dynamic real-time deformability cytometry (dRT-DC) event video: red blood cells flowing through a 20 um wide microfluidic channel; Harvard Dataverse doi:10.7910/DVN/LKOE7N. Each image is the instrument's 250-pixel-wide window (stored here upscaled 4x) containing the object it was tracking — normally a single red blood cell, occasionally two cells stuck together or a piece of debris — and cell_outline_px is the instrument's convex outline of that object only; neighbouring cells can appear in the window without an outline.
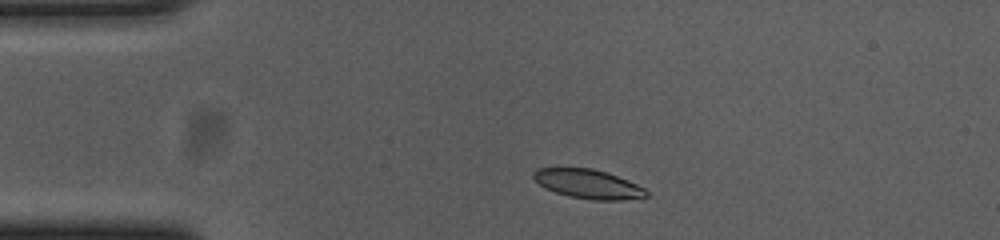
{"species": "common noctule bat (a hibernating species)", "species_latin": "Nyctalus noctula", "temperature_condition": "cold", "stored_images_in_passage": 48, "camera_frame_rate_fps": 3000, "um_per_image_px": 0.085, "animal": {"sex": "female", "body_mass_g": 23.0, "forearm_length_mm": 53.4}, "frame": {"image": 1, "passage_image": 4, "time_ms": 1.0, "image_size_px": [1000, 240], "cell_outline_px": [[648, 196], [620, 200], [596, 200], [572, 196], [556, 192], [540, 184], [532, 176], [532, 172], [540, 168], [592, 168], [608, 172], [628, 180], [644, 188], [648, 192]], "centroid_in_image_um": [50.02, 15.62], "position_along_channel_um": 35.0, "area_um2": 18.84}}
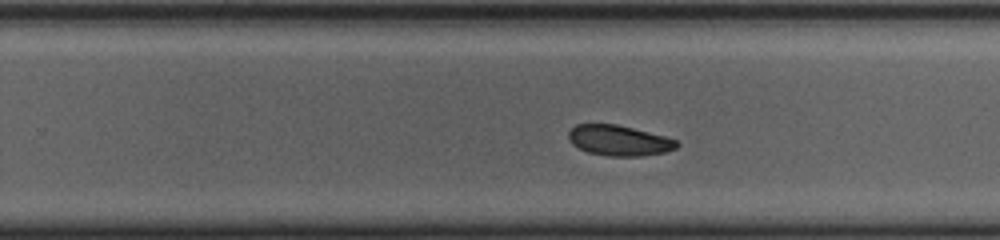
{"frame": {"image": 2, "passage_image": 27, "time_ms": 8.667, "image_size_px": [1000, 240], "cell_outline_px": [[680, 144], [676, 148], [664, 152], [640, 156], [608, 156], [588, 152], [572, 144], [568, 140], [568, 132], [576, 124], [616, 124], [664, 136], [676, 140]], "centroid_in_image_um": [52.59, 11.94], "position_along_channel_um": 277.2, "area_um2": 19.07}}
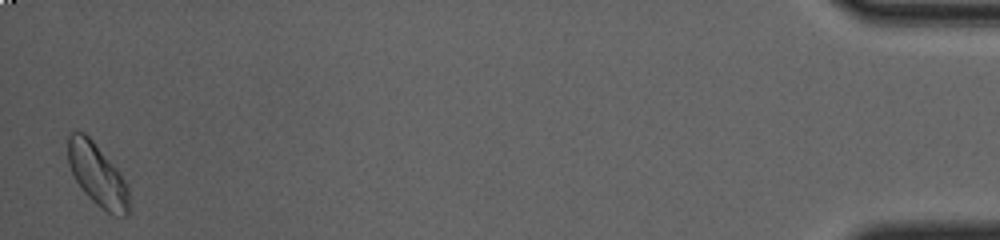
{"frame": {"image": 3, "passage_image": 47, "time_ms": 15.333, "image_size_px": [1000, 240], "cell_outline_px": [[128, 216], [116, 216], [108, 212], [92, 200], [84, 192], [76, 180], [68, 164], [68, 136], [72, 132], [84, 132], [92, 140], [120, 172], [128, 184]], "centroid_in_image_um": [8.29, 14.86], "position_along_channel_um": 426.9, "area_um2": 21.91}, "authors_computed_cell_mechanics": {"area_um2": 20.0566, "velocity_mm_per_s": 3.6548, "shape_relaxation_time_tau1_ms": 4.0141, "shape_relaxation_time_tau2_ms": 4.8392, "deformation_change_tau1": 0.0877, "deformation_change_tau2": 0.0663}}